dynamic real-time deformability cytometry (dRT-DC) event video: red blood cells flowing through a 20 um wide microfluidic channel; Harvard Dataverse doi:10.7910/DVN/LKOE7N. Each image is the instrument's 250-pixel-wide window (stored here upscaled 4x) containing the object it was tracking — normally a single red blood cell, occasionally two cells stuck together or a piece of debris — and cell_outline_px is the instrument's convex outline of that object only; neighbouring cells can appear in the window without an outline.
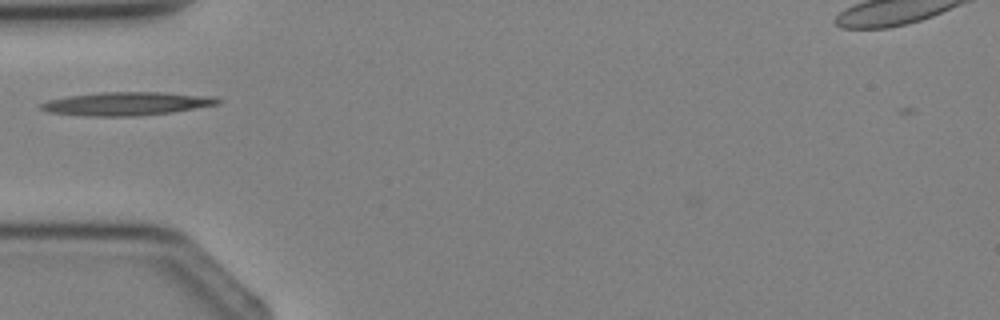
{"species": "Egyptian fruit bat (a non-hibernating species)", "species_latin": "Rousettus aegyptiacus", "temperature_condition": "cold", "stored_images_in_passage": 1, "camera_frame_rate_fps": 3000, "um_per_image_px": 0.085, "animal": {"sex": "female"}, "frame": {"image": 1, "passage_image": 1, "time_ms": 0.0, "image_size_px": [1000, 320], "cell_outline_px": [[224, 100], [220, 104], [172, 112], [140, 116], [84, 116], [48, 112], [40, 108], [40, 104], [48, 100], [68, 96], [100, 92], [164, 92], [216, 96]], "centroid_in_image_um": [10.83, 8.81], "position_along_channel_um": 74.2, "area_um2": 24.39}}